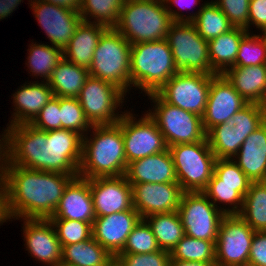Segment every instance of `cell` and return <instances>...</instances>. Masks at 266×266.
<instances>
[{
    "label": "cell",
    "instance_id": "cell-5",
    "mask_svg": "<svg viewBox=\"0 0 266 266\" xmlns=\"http://www.w3.org/2000/svg\"><path fill=\"white\" fill-rule=\"evenodd\" d=\"M177 73L166 39L131 45V87L141 88L146 95L157 93Z\"/></svg>",
    "mask_w": 266,
    "mask_h": 266
},
{
    "label": "cell",
    "instance_id": "cell-12",
    "mask_svg": "<svg viewBox=\"0 0 266 266\" xmlns=\"http://www.w3.org/2000/svg\"><path fill=\"white\" fill-rule=\"evenodd\" d=\"M126 95L115 85L89 76L77 97L90 124H116L122 114L116 109L124 103ZM121 103V105H120Z\"/></svg>",
    "mask_w": 266,
    "mask_h": 266
},
{
    "label": "cell",
    "instance_id": "cell-25",
    "mask_svg": "<svg viewBox=\"0 0 266 266\" xmlns=\"http://www.w3.org/2000/svg\"><path fill=\"white\" fill-rule=\"evenodd\" d=\"M223 75L248 103L262 105L266 96V64L230 67Z\"/></svg>",
    "mask_w": 266,
    "mask_h": 266
},
{
    "label": "cell",
    "instance_id": "cell-56",
    "mask_svg": "<svg viewBox=\"0 0 266 266\" xmlns=\"http://www.w3.org/2000/svg\"><path fill=\"white\" fill-rule=\"evenodd\" d=\"M110 266H120L116 261H114Z\"/></svg>",
    "mask_w": 266,
    "mask_h": 266
},
{
    "label": "cell",
    "instance_id": "cell-38",
    "mask_svg": "<svg viewBox=\"0 0 266 266\" xmlns=\"http://www.w3.org/2000/svg\"><path fill=\"white\" fill-rule=\"evenodd\" d=\"M61 129L71 130L84 137L92 125L87 120L78 98L59 97ZM89 128V129H88Z\"/></svg>",
    "mask_w": 266,
    "mask_h": 266
},
{
    "label": "cell",
    "instance_id": "cell-48",
    "mask_svg": "<svg viewBox=\"0 0 266 266\" xmlns=\"http://www.w3.org/2000/svg\"><path fill=\"white\" fill-rule=\"evenodd\" d=\"M251 25H255L262 33L266 30V0L249 1L248 33Z\"/></svg>",
    "mask_w": 266,
    "mask_h": 266
},
{
    "label": "cell",
    "instance_id": "cell-46",
    "mask_svg": "<svg viewBox=\"0 0 266 266\" xmlns=\"http://www.w3.org/2000/svg\"><path fill=\"white\" fill-rule=\"evenodd\" d=\"M30 124L44 131L61 129L59 97L51 98Z\"/></svg>",
    "mask_w": 266,
    "mask_h": 266
},
{
    "label": "cell",
    "instance_id": "cell-40",
    "mask_svg": "<svg viewBox=\"0 0 266 266\" xmlns=\"http://www.w3.org/2000/svg\"><path fill=\"white\" fill-rule=\"evenodd\" d=\"M158 250L160 248L150 226L141 219L128 235L125 246L119 254H145Z\"/></svg>",
    "mask_w": 266,
    "mask_h": 266
},
{
    "label": "cell",
    "instance_id": "cell-55",
    "mask_svg": "<svg viewBox=\"0 0 266 266\" xmlns=\"http://www.w3.org/2000/svg\"><path fill=\"white\" fill-rule=\"evenodd\" d=\"M58 266H76L68 263H60Z\"/></svg>",
    "mask_w": 266,
    "mask_h": 266
},
{
    "label": "cell",
    "instance_id": "cell-47",
    "mask_svg": "<svg viewBox=\"0 0 266 266\" xmlns=\"http://www.w3.org/2000/svg\"><path fill=\"white\" fill-rule=\"evenodd\" d=\"M250 266H266V232H255L248 258Z\"/></svg>",
    "mask_w": 266,
    "mask_h": 266
},
{
    "label": "cell",
    "instance_id": "cell-44",
    "mask_svg": "<svg viewBox=\"0 0 266 266\" xmlns=\"http://www.w3.org/2000/svg\"><path fill=\"white\" fill-rule=\"evenodd\" d=\"M115 261L120 266H169L170 252L160 249L145 254H118Z\"/></svg>",
    "mask_w": 266,
    "mask_h": 266
},
{
    "label": "cell",
    "instance_id": "cell-29",
    "mask_svg": "<svg viewBox=\"0 0 266 266\" xmlns=\"http://www.w3.org/2000/svg\"><path fill=\"white\" fill-rule=\"evenodd\" d=\"M115 258L103 248L93 237L62 246L61 263L76 266H110Z\"/></svg>",
    "mask_w": 266,
    "mask_h": 266
},
{
    "label": "cell",
    "instance_id": "cell-31",
    "mask_svg": "<svg viewBox=\"0 0 266 266\" xmlns=\"http://www.w3.org/2000/svg\"><path fill=\"white\" fill-rule=\"evenodd\" d=\"M143 219L150 226L161 250L171 252L185 235V230L177 211L153 214Z\"/></svg>",
    "mask_w": 266,
    "mask_h": 266
},
{
    "label": "cell",
    "instance_id": "cell-58",
    "mask_svg": "<svg viewBox=\"0 0 266 266\" xmlns=\"http://www.w3.org/2000/svg\"><path fill=\"white\" fill-rule=\"evenodd\" d=\"M264 35V37L266 38V30L262 33Z\"/></svg>",
    "mask_w": 266,
    "mask_h": 266
},
{
    "label": "cell",
    "instance_id": "cell-21",
    "mask_svg": "<svg viewBox=\"0 0 266 266\" xmlns=\"http://www.w3.org/2000/svg\"><path fill=\"white\" fill-rule=\"evenodd\" d=\"M95 218L89 179L76 176L66 186L63 196L50 219H68L93 223Z\"/></svg>",
    "mask_w": 266,
    "mask_h": 266
},
{
    "label": "cell",
    "instance_id": "cell-43",
    "mask_svg": "<svg viewBox=\"0 0 266 266\" xmlns=\"http://www.w3.org/2000/svg\"><path fill=\"white\" fill-rule=\"evenodd\" d=\"M266 110L256 103H248L227 121L230 127H235L240 133H252L265 122Z\"/></svg>",
    "mask_w": 266,
    "mask_h": 266
},
{
    "label": "cell",
    "instance_id": "cell-42",
    "mask_svg": "<svg viewBox=\"0 0 266 266\" xmlns=\"http://www.w3.org/2000/svg\"><path fill=\"white\" fill-rule=\"evenodd\" d=\"M61 246L87 241L92 238V223L68 219H50Z\"/></svg>",
    "mask_w": 266,
    "mask_h": 266
},
{
    "label": "cell",
    "instance_id": "cell-17",
    "mask_svg": "<svg viewBox=\"0 0 266 266\" xmlns=\"http://www.w3.org/2000/svg\"><path fill=\"white\" fill-rule=\"evenodd\" d=\"M248 104L234 89L223 74H216L211 79L208 100L202 123L207 133L212 127L227 123L232 116Z\"/></svg>",
    "mask_w": 266,
    "mask_h": 266
},
{
    "label": "cell",
    "instance_id": "cell-2",
    "mask_svg": "<svg viewBox=\"0 0 266 266\" xmlns=\"http://www.w3.org/2000/svg\"><path fill=\"white\" fill-rule=\"evenodd\" d=\"M78 175L7 165L3 185L14 219H50L68 183Z\"/></svg>",
    "mask_w": 266,
    "mask_h": 266
},
{
    "label": "cell",
    "instance_id": "cell-57",
    "mask_svg": "<svg viewBox=\"0 0 266 266\" xmlns=\"http://www.w3.org/2000/svg\"><path fill=\"white\" fill-rule=\"evenodd\" d=\"M262 106L265 108L266 110V96H265V99H264V103L262 104Z\"/></svg>",
    "mask_w": 266,
    "mask_h": 266
},
{
    "label": "cell",
    "instance_id": "cell-23",
    "mask_svg": "<svg viewBox=\"0 0 266 266\" xmlns=\"http://www.w3.org/2000/svg\"><path fill=\"white\" fill-rule=\"evenodd\" d=\"M28 84V85H27ZM54 97L48 82H29L13 94L14 113L9 126L31 123L41 109Z\"/></svg>",
    "mask_w": 266,
    "mask_h": 266
},
{
    "label": "cell",
    "instance_id": "cell-27",
    "mask_svg": "<svg viewBox=\"0 0 266 266\" xmlns=\"http://www.w3.org/2000/svg\"><path fill=\"white\" fill-rule=\"evenodd\" d=\"M247 34L246 29L233 27L228 32L208 41L211 68L217 74H223L235 65L240 42Z\"/></svg>",
    "mask_w": 266,
    "mask_h": 266
},
{
    "label": "cell",
    "instance_id": "cell-34",
    "mask_svg": "<svg viewBox=\"0 0 266 266\" xmlns=\"http://www.w3.org/2000/svg\"><path fill=\"white\" fill-rule=\"evenodd\" d=\"M125 0H82L79 14L82 21L114 28ZM91 17V18H90ZM94 19L93 21H90Z\"/></svg>",
    "mask_w": 266,
    "mask_h": 266
},
{
    "label": "cell",
    "instance_id": "cell-39",
    "mask_svg": "<svg viewBox=\"0 0 266 266\" xmlns=\"http://www.w3.org/2000/svg\"><path fill=\"white\" fill-rule=\"evenodd\" d=\"M266 64V38L248 33L240 42L239 50L232 67H245Z\"/></svg>",
    "mask_w": 266,
    "mask_h": 266
},
{
    "label": "cell",
    "instance_id": "cell-28",
    "mask_svg": "<svg viewBox=\"0 0 266 266\" xmlns=\"http://www.w3.org/2000/svg\"><path fill=\"white\" fill-rule=\"evenodd\" d=\"M90 74L87 68L78 66L64 57L48 80L54 96L77 98Z\"/></svg>",
    "mask_w": 266,
    "mask_h": 266
},
{
    "label": "cell",
    "instance_id": "cell-37",
    "mask_svg": "<svg viewBox=\"0 0 266 266\" xmlns=\"http://www.w3.org/2000/svg\"><path fill=\"white\" fill-rule=\"evenodd\" d=\"M251 180L233 159H216L214 173L207 185L237 186V191L244 197Z\"/></svg>",
    "mask_w": 266,
    "mask_h": 266
},
{
    "label": "cell",
    "instance_id": "cell-16",
    "mask_svg": "<svg viewBox=\"0 0 266 266\" xmlns=\"http://www.w3.org/2000/svg\"><path fill=\"white\" fill-rule=\"evenodd\" d=\"M132 187L133 208L141 218L178 210L184 191L178 183H138Z\"/></svg>",
    "mask_w": 266,
    "mask_h": 266
},
{
    "label": "cell",
    "instance_id": "cell-52",
    "mask_svg": "<svg viewBox=\"0 0 266 266\" xmlns=\"http://www.w3.org/2000/svg\"><path fill=\"white\" fill-rule=\"evenodd\" d=\"M23 0H0V20L10 16Z\"/></svg>",
    "mask_w": 266,
    "mask_h": 266
},
{
    "label": "cell",
    "instance_id": "cell-22",
    "mask_svg": "<svg viewBox=\"0 0 266 266\" xmlns=\"http://www.w3.org/2000/svg\"><path fill=\"white\" fill-rule=\"evenodd\" d=\"M125 176L129 184L178 183L169 149L130 162Z\"/></svg>",
    "mask_w": 266,
    "mask_h": 266
},
{
    "label": "cell",
    "instance_id": "cell-7",
    "mask_svg": "<svg viewBox=\"0 0 266 266\" xmlns=\"http://www.w3.org/2000/svg\"><path fill=\"white\" fill-rule=\"evenodd\" d=\"M178 180L184 192H202L214 173L216 156L208 140L168 147Z\"/></svg>",
    "mask_w": 266,
    "mask_h": 266
},
{
    "label": "cell",
    "instance_id": "cell-10",
    "mask_svg": "<svg viewBox=\"0 0 266 266\" xmlns=\"http://www.w3.org/2000/svg\"><path fill=\"white\" fill-rule=\"evenodd\" d=\"M214 76L198 72H178L157 91V94L168 104L202 117L211 79Z\"/></svg>",
    "mask_w": 266,
    "mask_h": 266
},
{
    "label": "cell",
    "instance_id": "cell-6",
    "mask_svg": "<svg viewBox=\"0 0 266 266\" xmlns=\"http://www.w3.org/2000/svg\"><path fill=\"white\" fill-rule=\"evenodd\" d=\"M130 59L131 44L115 28H108L99 39L88 71L127 95L131 88Z\"/></svg>",
    "mask_w": 266,
    "mask_h": 266
},
{
    "label": "cell",
    "instance_id": "cell-49",
    "mask_svg": "<svg viewBox=\"0 0 266 266\" xmlns=\"http://www.w3.org/2000/svg\"><path fill=\"white\" fill-rule=\"evenodd\" d=\"M163 2L166 6V9L169 11V14L171 15L173 22H184V14H181L180 11L177 12L171 9V6L168 5L173 3L175 6L179 7L180 10H182L183 8L188 9V7L197 5L200 0H163Z\"/></svg>",
    "mask_w": 266,
    "mask_h": 266
},
{
    "label": "cell",
    "instance_id": "cell-26",
    "mask_svg": "<svg viewBox=\"0 0 266 266\" xmlns=\"http://www.w3.org/2000/svg\"><path fill=\"white\" fill-rule=\"evenodd\" d=\"M107 29L108 27L102 24L81 21L69 44L63 50L64 58L89 69L99 39Z\"/></svg>",
    "mask_w": 266,
    "mask_h": 266
},
{
    "label": "cell",
    "instance_id": "cell-53",
    "mask_svg": "<svg viewBox=\"0 0 266 266\" xmlns=\"http://www.w3.org/2000/svg\"><path fill=\"white\" fill-rule=\"evenodd\" d=\"M47 3H51L57 6L65 7L75 11H79L82 0H41Z\"/></svg>",
    "mask_w": 266,
    "mask_h": 266
},
{
    "label": "cell",
    "instance_id": "cell-51",
    "mask_svg": "<svg viewBox=\"0 0 266 266\" xmlns=\"http://www.w3.org/2000/svg\"><path fill=\"white\" fill-rule=\"evenodd\" d=\"M11 215L9 212V206H8V196L7 191L3 185V183H0V224L2 225L6 220L10 221Z\"/></svg>",
    "mask_w": 266,
    "mask_h": 266
},
{
    "label": "cell",
    "instance_id": "cell-1",
    "mask_svg": "<svg viewBox=\"0 0 266 266\" xmlns=\"http://www.w3.org/2000/svg\"><path fill=\"white\" fill-rule=\"evenodd\" d=\"M8 165L78 175L83 136L57 129L44 131L30 123L8 126Z\"/></svg>",
    "mask_w": 266,
    "mask_h": 266
},
{
    "label": "cell",
    "instance_id": "cell-19",
    "mask_svg": "<svg viewBox=\"0 0 266 266\" xmlns=\"http://www.w3.org/2000/svg\"><path fill=\"white\" fill-rule=\"evenodd\" d=\"M141 219L133 207L127 211L96 217L92 223V237L115 258Z\"/></svg>",
    "mask_w": 266,
    "mask_h": 266
},
{
    "label": "cell",
    "instance_id": "cell-35",
    "mask_svg": "<svg viewBox=\"0 0 266 266\" xmlns=\"http://www.w3.org/2000/svg\"><path fill=\"white\" fill-rule=\"evenodd\" d=\"M28 53L29 70L32 76H39L44 78L46 82L51 78L53 70L64 57L63 50L59 47L46 44H31Z\"/></svg>",
    "mask_w": 266,
    "mask_h": 266
},
{
    "label": "cell",
    "instance_id": "cell-8",
    "mask_svg": "<svg viewBox=\"0 0 266 266\" xmlns=\"http://www.w3.org/2000/svg\"><path fill=\"white\" fill-rule=\"evenodd\" d=\"M147 96L155 107L146 113L156 122L168 147L207 139L202 117L168 104L157 93Z\"/></svg>",
    "mask_w": 266,
    "mask_h": 266
},
{
    "label": "cell",
    "instance_id": "cell-9",
    "mask_svg": "<svg viewBox=\"0 0 266 266\" xmlns=\"http://www.w3.org/2000/svg\"><path fill=\"white\" fill-rule=\"evenodd\" d=\"M166 40L178 72L217 74L211 68L208 41L198 34L191 22H173Z\"/></svg>",
    "mask_w": 266,
    "mask_h": 266
},
{
    "label": "cell",
    "instance_id": "cell-15",
    "mask_svg": "<svg viewBox=\"0 0 266 266\" xmlns=\"http://www.w3.org/2000/svg\"><path fill=\"white\" fill-rule=\"evenodd\" d=\"M29 3L41 29L45 31L47 38L52 43L51 45L64 50L82 21L79 11L41 0H31Z\"/></svg>",
    "mask_w": 266,
    "mask_h": 266
},
{
    "label": "cell",
    "instance_id": "cell-4",
    "mask_svg": "<svg viewBox=\"0 0 266 266\" xmlns=\"http://www.w3.org/2000/svg\"><path fill=\"white\" fill-rule=\"evenodd\" d=\"M172 23L163 0H125L114 28L132 45L166 39Z\"/></svg>",
    "mask_w": 266,
    "mask_h": 266
},
{
    "label": "cell",
    "instance_id": "cell-50",
    "mask_svg": "<svg viewBox=\"0 0 266 266\" xmlns=\"http://www.w3.org/2000/svg\"><path fill=\"white\" fill-rule=\"evenodd\" d=\"M0 139V183L4 182L6 166L8 165V128L4 130ZM3 141V142H2Z\"/></svg>",
    "mask_w": 266,
    "mask_h": 266
},
{
    "label": "cell",
    "instance_id": "cell-13",
    "mask_svg": "<svg viewBox=\"0 0 266 266\" xmlns=\"http://www.w3.org/2000/svg\"><path fill=\"white\" fill-rule=\"evenodd\" d=\"M143 115L137 120L132 113L126 111L117 122L122 130L127 165L168 149L156 122L148 113Z\"/></svg>",
    "mask_w": 266,
    "mask_h": 266
},
{
    "label": "cell",
    "instance_id": "cell-41",
    "mask_svg": "<svg viewBox=\"0 0 266 266\" xmlns=\"http://www.w3.org/2000/svg\"><path fill=\"white\" fill-rule=\"evenodd\" d=\"M202 193L225 214H239L242 210L244 197L237 191V186L207 185ZM217 202L229 204V207L221 208L220 205L219 208Z\"/></svg>",
    "mask_w": 266,
    "mask_h": 266
},
{
    "label": "cell",
    "instance_id": "cell-32",
    "mask_svg": "<svg viewBox=\"0 0 266 266\" xmlns=\"http://www.w3.org/2000/svg\"><path fill=\"white\" fill-rule=\"evenodd\" d=\"M238 215L255 232H266V181L250 183Z\"/></svg>",
    "mask_w": 266,
    "mask_h": 266
},
{
    "label": "cell",
    "instance_id": "cell-30",
    "mask_svg": "<svg viewBox=\"0 0 266 266\" xmlns=\"http://www.w3.org/2000/svg\"><path fill=\"white\" fill-rule=\"evenodd\" d=\"M184 22H191L198 34L207 41L233 28L228 17L213 1L203 4L196 13L184 17Z\"/></svg>",
    "mask_w": 266,
    "mask_h": 266
},
{
    "label": "cell",
    "instance_id": "cell-20",
    "mask_svg": "<svg viewBox=\"0 0 266 266\" xmlns=\"http://www.w3.org/2000/svg\"><path fill=\"white\" fill-rule=\"evenodd\" d=\"M24 245L31 254L45 266L61 263L62 246L50 219H23Z\"/></svg>",
    "mask_w": 266,
    "mask_h": 266
},
{
    "label": "cell",
    "instance_id": "cell-3",
    "mask_svg": "<svg viewBox=\"0 0 266 266\" xmlns=\"http://www.w3.org/2000/svg\"><path fill=\"white\" fill-rule=\"evenodd\" d=\"M92 138L83 137L82 160L78 176L119 177L127 170L124 139L121 127L116 124L93 125Z\"/></svg>",
    "mask_w": 266,
    "mask_h": 266
},
{
    "label": "cell",
    "instance_id": "cell-45",
    "mask_svg": "<svg viewBox=\"0 0 266 266\" xmlns=\"http://www.w3.org/2000/svg\"><path fill=\"white\" fill-rule=\"evenodd\" d=\"M249 1L216 0L213 2L228 17L233 27L244 28L248 31Z\"/></svg>",
    "mask_w": 266,
    "mask_h": 266
},
{
    "label": "cell",
    "instance_id": "cell-24",
    "mask_svg": "<svg viewBox=\"0 0 266 266\" xmlns=\"http://www.w3.org/2000/svg\"><path fill=\"white\" fill-rule=\"evenodd\" d=\"M234 157L251 182L266 181V122L245 139Z\"/></svg>",
    "mask_w": 266,
    "mask_h": 266
},
{
    "label": "cell",
    "instance_id": "cell-14",
    "mask_svg": "<svg viewBox=\"0 0 266 266\" xmlns=\"http://www.w3.org/2000/svg\"><path fill=\"white\" fill-rule=\"evenodd\" d=\"M254 233L238 214H226L221 221L215 244L216 266L248 264Z\"/></svg>",
    "mask_w": 266,
    "mask_h": 266
},
{
    "label": "cell",
    "instance_id": "cell-18",
    "mask_svg": "<svg viewBox=\"0 0 266 266\" xmlns=\"http://www.w3.org/2000/svg\"><path fill=\"white\" fill-rule=\"evenodd\" d=\"M96 217L127 211L133 207L132 187L125 175L89 179Z\"/></svg>",
    "mask_w": 266,
    "mask_h": 266
},
{
    "label": "cell",
    "instance_id": "cell-54",
    "mask_svg": "<svg viewBox=\"0 0 266 266\" xmlns=\"http://www.w3.org/2000/svg\"><path fill=\"white\" fill-rule=\"evenodd\" d=\"M169 266H216V263L215 262H191V261L170 260Z\"/></svg>",
    "mask_w": 266,
    "mask_h": 266
},
{
    "label": "cell",
    "instance_id": "cell-11",
    "mask_svg": "<svg viewBox=\"0 0 266 266\" xmlns=\"http://www.w3.org/2000/svg\"><path fill=\"white\" fill-rule=\"evenodd\" d=\"M185 235L217 241L221 221L226 215L202 192H184L177 210Z\"/></svg>",
    "mask_w": 266,
    "mask_h": 266
},
{
    "label": "cell",
    "instance_id": "cell-33",
    "mask_svg": "<svg viewBox=\"0 0 266 266\" xmlns=\"http://www.w3.org/2000/svg\"><path fill=\"white\" fill-rule=\"evenodd\" d=\"M250 134L240 133L234 126L221 123L212 127L206 133V138L217 159H233Z\"/></svg>",
    "mask_w": 266,
    "mask_h": 266
},
{
    "label": "cell",
    "instance_id": "cell-36",
    "mask_svg": "<svg viewBox=\"0 0 266 266\" xmlns=\"http://www.w3.org/2000/svg\"><path fill=\"white\" fill-rule=\"evenodd\" d=\"M216 241H206L184 235L170 252V260L215 262Z\"/></svg>",
    "mask_w": 266,
    "mask_h": 266
}]
</instances>
